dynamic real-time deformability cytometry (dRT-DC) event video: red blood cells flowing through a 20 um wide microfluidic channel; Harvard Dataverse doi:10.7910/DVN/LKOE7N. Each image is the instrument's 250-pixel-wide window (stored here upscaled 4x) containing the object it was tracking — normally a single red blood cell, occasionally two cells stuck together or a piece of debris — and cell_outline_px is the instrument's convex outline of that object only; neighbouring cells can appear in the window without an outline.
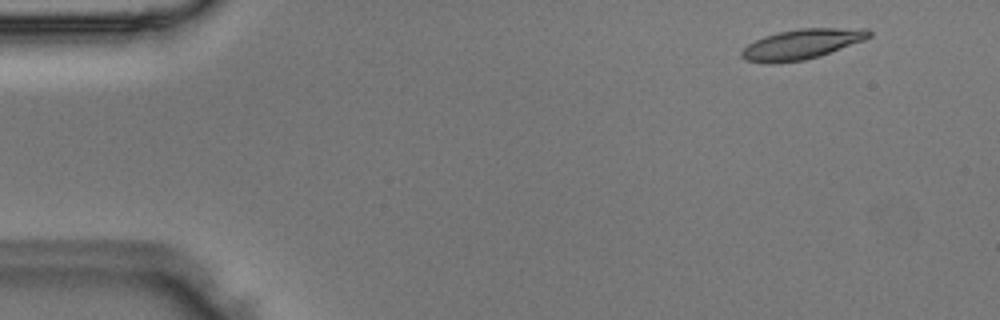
{"species": "Egyptian fruit bat (a non-hibernating species)", "species_latin": "Rousettus aegyptiacus", "temperature_condition": "room temperature", "stored_images_in_passage": 4, "camera_frame_rate_fps": 3000, "um_per_image_px": 0.085, "animal": {"sex": "male"}, "frame": {"image": 1, "passage_image": 1, "time_ms": 0.0, "image_size_px": [1000, 320], "cell_outline_px": [[872, 36], [864, 40], [804, 60], [772, 64], [768, 64], [744, 60], [740, 56], [740, 52], [748, 44], [764, 36], [780, 32], [800, 28], [868, 28], [872, 32]], "centroid_in_image_um": [68.12, 3.75], "position_along_channel_um": 16.9, "area_um2": 22.2}}